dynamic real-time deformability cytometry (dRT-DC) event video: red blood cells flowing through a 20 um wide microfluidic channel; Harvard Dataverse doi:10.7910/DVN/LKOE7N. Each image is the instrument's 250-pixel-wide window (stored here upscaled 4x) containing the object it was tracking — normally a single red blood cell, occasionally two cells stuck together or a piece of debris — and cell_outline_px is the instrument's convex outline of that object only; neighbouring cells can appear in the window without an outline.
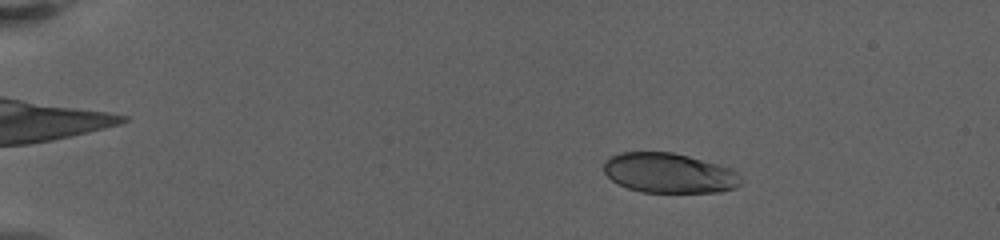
{"species": "human", "species_latin": "Homo sapiens", "temperature_condition": "warm", "stored_images_in_passage": 42, "camera_frame_rate_fps": 3000, "um_per_image_px": 0.085, "donor": {"sex": "female"}, "frame": {"image": 1, "passage_image": 5, "time_ms": 3.333, "image_size_px": [1000, 240], "cell_outline_px": [[744, 180], [736, 188], [720, 192], [640, 192], [628, 188], [612, 180], [604, 172], [604, 160], [620, 152], [672, 152], [688, 156], [732, 168]], "centroid_in_image_um": [56.9, 14.71], "position_along_channel_um": 28.1, "area_um2": 31.96}}
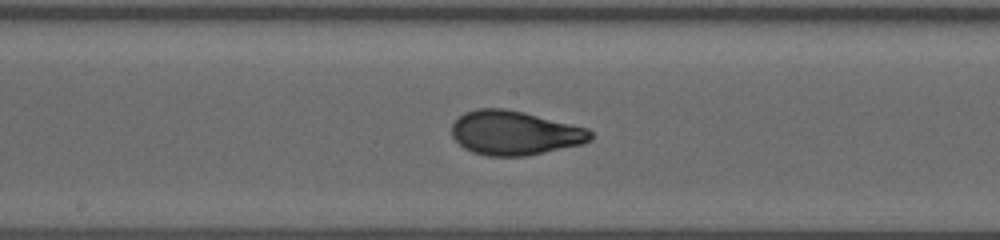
{"frame": {"image": 2, "passage_image": 25, "time_ms": 11.667, "image_size_px": [1000, 240], "cell_outline_px": [[592, 140], [584, 144], [528, 156], [488, 156], [472, 152], [464, 148], [452, 136], [452, 124], [464, 112], [476, 108], [504, 108], [524, 112], [588, 128], [592, 132]], "centroid_in_image_um": [43.77, 11.3], "position_along_channel_um": 204.4, "area_um2": 36.01}}
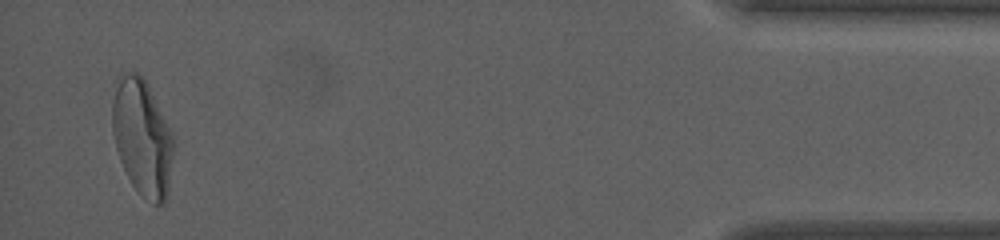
{"frame": {"image": 3, "passage_image": 42, "time_ms": 20.333, "image_size_px": [1000, 240], "cell_outline_px": [[176, 140], [168, 188], [164, 204], [152, 204], [132, 184], [120, 160], [116, 148], [112, 132], [112, 104], [116, 88], [120, 76], [132, 72], [136, 72], [148, 84]], "centroid_in_image_um": [12.12, 11.7], "position_along_channel_um": 423.1, "area_um2": 41.21}, "authors_computed_cell_mechanics": {"area_um2": 34.969, "velocity_mm_per_s": 3.3008, "shape_relaxation_time_tau1_ms": 4.8587, "shape_relaxation_time_tau2_ms": 0.8476, "deformation_change_tau1": 0.2024, "deformation_change_tau2": 0.0678}}